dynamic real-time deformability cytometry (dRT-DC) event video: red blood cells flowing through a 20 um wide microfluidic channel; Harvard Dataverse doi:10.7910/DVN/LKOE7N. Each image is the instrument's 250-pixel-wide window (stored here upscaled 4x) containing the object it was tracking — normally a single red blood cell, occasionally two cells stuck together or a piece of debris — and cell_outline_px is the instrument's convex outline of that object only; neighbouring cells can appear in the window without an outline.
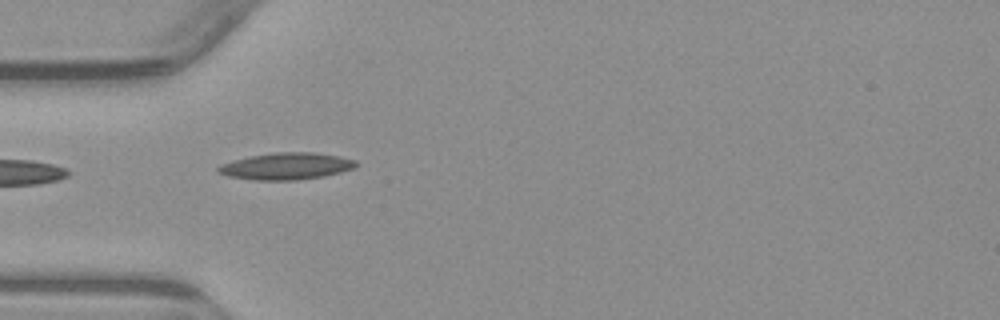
{"species": "common noctule bat (a hibernating species)", "species_latin": "Nyctalus noctula", "temperature_condition": "warm", "stored_images_in_passage": 5, "camera_frame_rate_fps": 3000, "um_per_image_px": 0.085, "animal": {"sex": "male", "body_mass_g": 23.1, "forearm_length_mm": 52.7}, "frame": {"image": 1, "passage_image": 3, "time_ms": 2.333, "image_size_px": [1000, 320], "cell_outline_px": [[360, 164], [356, 168], [324, 176], [296, 180], [256, 180], [228, 176], [216, 172], [216, 168], [220, 164], [232, 160], [248, 156], [276, 152], [316, 152], [340, 156], [356, 160]], "centroid_in_image_um": [24.35, 14.11], "position_along_channel_um": 60.7, "area_um2": 21.85}}
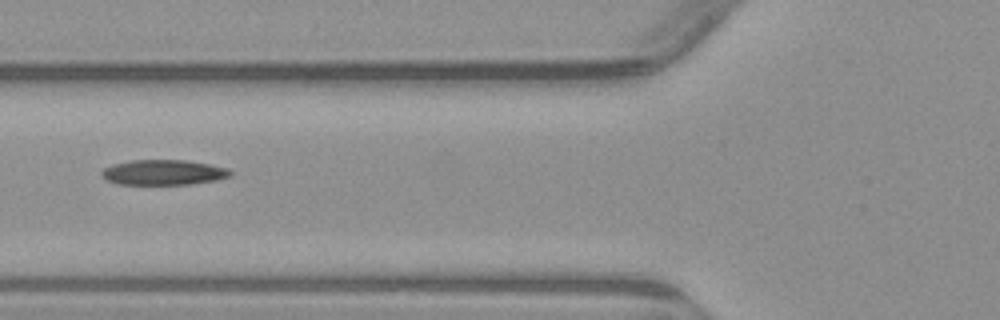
{"frame": {"image": 2, "passage_image": 4, "time_ms": 3.667, "image_size_px": [1000, 320], "cell_outline_px": [[232, 176], [216, 180], [192, 184], [116, 184], [100, 176], [100, 172], [104, 168], [112, 164], [132, 160], [184, 160], [208, 164], [228, 168], [232, 172]], "centroid_in_image_um": [13.88, 14.65], "position_along_channel_um": 111.9, "area_um2": 18.96}}
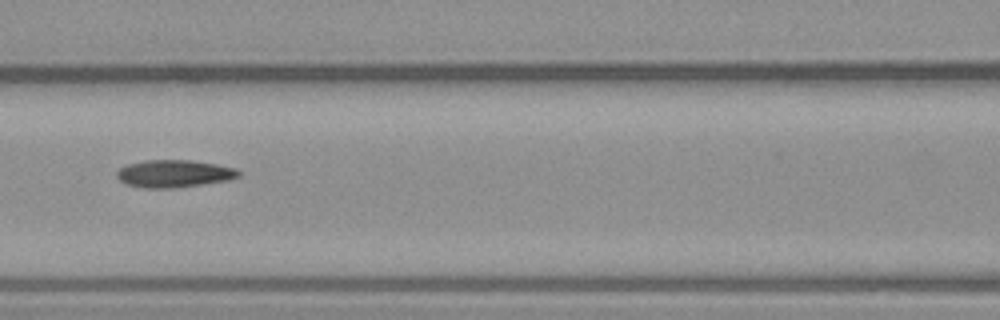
{"frame": {"image": 3, "passage_image": 5, "time_ms": 4.667, "image_size_px": [1000, 320], "cell_outline_px": [[240, 176], [228, 180], [204, 184], [176, 188], [144, 188], [124, 184], [116, 176], [116, 172], [120, 168], [128, 164], [144, 160], [192, 160], [216, 164], [236, 168], [240, 172]], "centroid_in_image_um": [14.79, 14.76], "position_along_channel_um": 151.8, "area_um2": 19.65}}